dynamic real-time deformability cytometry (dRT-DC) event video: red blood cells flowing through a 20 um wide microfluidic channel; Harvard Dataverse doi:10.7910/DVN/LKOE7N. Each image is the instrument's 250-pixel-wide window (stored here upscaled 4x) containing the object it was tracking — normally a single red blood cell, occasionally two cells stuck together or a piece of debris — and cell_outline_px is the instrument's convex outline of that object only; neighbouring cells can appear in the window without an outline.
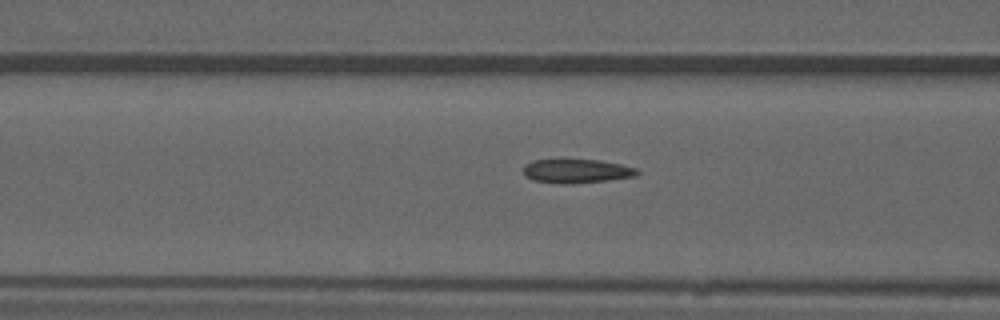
{"species": "common noctule bat (a hibernating species)", "species_latin": "Nyctalus noctula", "temperature_condition": "warm", "stored_images_in_passage": 31, "camera_frame_rate_fps": 3000, "um_per_image_px": 0.085, "animal": {"sex": "male", "forearm_length_mm": 52.5}, "frame": {"image": 1, "passage_image": 5, "time_ms": 1.333, "image_size_px": [1000, 320], "cell_outline_px": [[640, 172], [636, 176], [608, 180], [572, 184], [560, 184], [532, 180], [524, 176], [524, 164], [532, 160], [600, 160], [620, 164], [636, 168]], "centroid_in_image_um": [48.99, 14.55], "position_along_channel_um": 117.6, "area_um2": 15.95}, "authors_computed_cell_mechanics": {"area_um2": 15.9528, "velocity_mm_per_s": 3.8862, "shape_relaxation_time_tau1_ms": null, "shape_relaxation_time_tau2_ms": 2.0222, "deformation_change_tau1": null, "deformation_change_tau2": 0.0844}}